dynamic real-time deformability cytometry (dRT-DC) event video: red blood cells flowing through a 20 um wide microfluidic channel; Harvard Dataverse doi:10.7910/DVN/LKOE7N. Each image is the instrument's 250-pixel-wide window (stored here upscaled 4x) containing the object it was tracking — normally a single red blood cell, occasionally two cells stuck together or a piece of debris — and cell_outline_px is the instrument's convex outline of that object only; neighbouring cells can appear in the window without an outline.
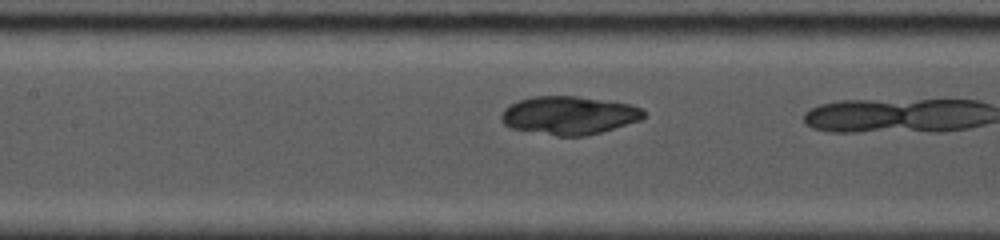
{"species": "common noctule bat (a hibernating species)", "species_latin": "Nyctalus noctula", "temperature_condition": "cold", "stored_images_in_passage": 28, "camera_frame_rate_fps": 5000, "um_per_image_px": 0.085, "animal": {"sex": "female", "body_mass_g": 19.0, "forearm_length_mm": 53.3}, "frame": {"image": 1, "passage_image": 9, "time_ms": 2.4, "image_size_px": [1000, 240], "cell_outline_px": [[648, 116], [640, 120], [600, 132], [584, 136], [556, 136], [512, 128], [504, 124], [500, 120], [500, 112], [504, 108], [520, 100], [532, 96], [576, 96], [632, 104], [640, 108]], "centroid_in_image_um": [48.35, 9.8], "position_along_channel_um": 159.0, "area_um2": 31.73}}